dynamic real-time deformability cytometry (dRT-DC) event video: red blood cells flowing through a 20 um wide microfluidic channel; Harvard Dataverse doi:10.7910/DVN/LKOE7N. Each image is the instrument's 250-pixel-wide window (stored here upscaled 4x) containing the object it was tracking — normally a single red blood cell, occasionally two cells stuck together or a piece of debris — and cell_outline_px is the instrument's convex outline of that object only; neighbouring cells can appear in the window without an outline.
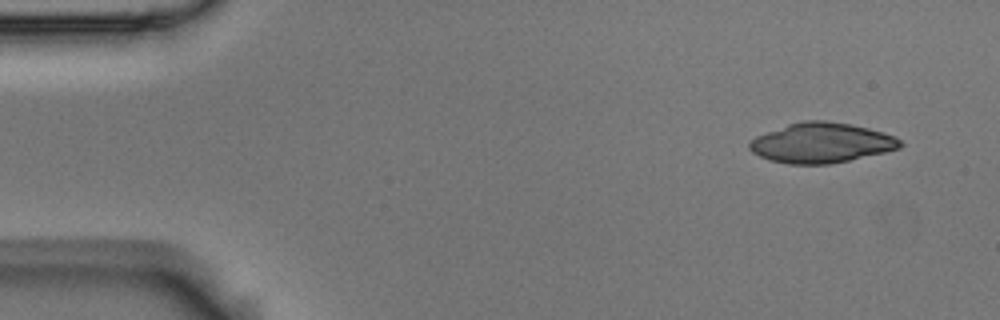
{"species": "Egyptian fruit bat (a non-hibernating species)", "species_latin": "Rousettus aegyptiacus", "temperature_condition": "room temperature", "stored_images_in_passage": 4, "camera_frame_rate_fps": 3000, "um_per_image_px": 0.085, "animal": {"sex": "male"}, "frame": {"image": 1, "passage_image": 1, "time_ms": 0.0, "image_size_px": [1000, 320], "cell_outline_px": [[904, 144], [900, 148], [884, 152], [848, 160], [828, 164], [788, 164], [772, 160], [760, 156], [752, 152], [748, 148], [748, 144], [756, 136], [788, 124], [804, 120], [824, 120], [852, 124], [868, 128], [892, 136], [900, 140]], "centroid_in_image_um": [69.8, 12.14], "position_along_channel_um": 15.2, "area_um2": 34.8}}